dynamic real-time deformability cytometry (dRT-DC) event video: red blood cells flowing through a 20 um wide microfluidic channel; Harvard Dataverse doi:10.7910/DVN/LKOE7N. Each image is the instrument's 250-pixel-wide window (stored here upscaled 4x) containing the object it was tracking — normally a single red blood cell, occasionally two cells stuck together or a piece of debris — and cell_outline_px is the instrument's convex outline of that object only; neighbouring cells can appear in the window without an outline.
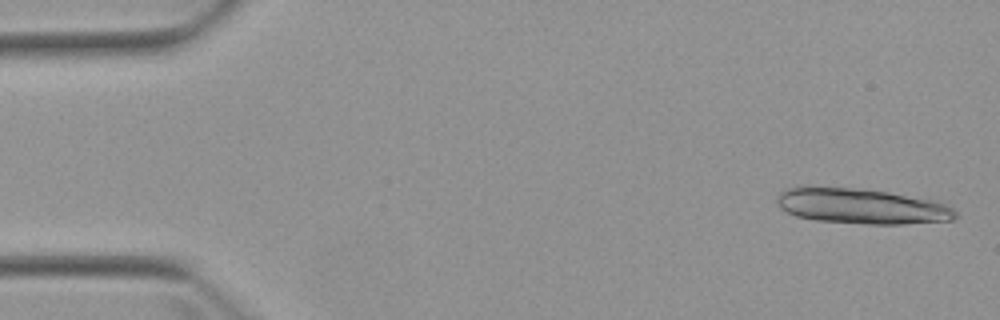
{"species": "Egyptian fruit bat (a non-hibernating species)", "species_latin": "Rousettus aegyptiacus", "temperature_condition": "warm", "stored_images_in_passage": 6, "camera_frame_rate_fps": 3000, "um_per_image_px": 0.085, "animal": {"sex": "female"}, "frame": {"image": 1, "passage_image": 1, "time_ms": 0.0, "image_size_px": [1000, 320], "cell_outline_px": [[960, 216], [956, 220], [904, 224], [868, 224], [816, 220], [796, 216], [780, 208], [776, 200], [776, 196], [784, 188], [800, 184], [808, 184], [852, 188], [888, 192], [940, 200], [952, 208]], "centroid_in_image_um": [73.22, 17.49], "position_along_channel_um": 11.8, "area_um2": 37.92}}
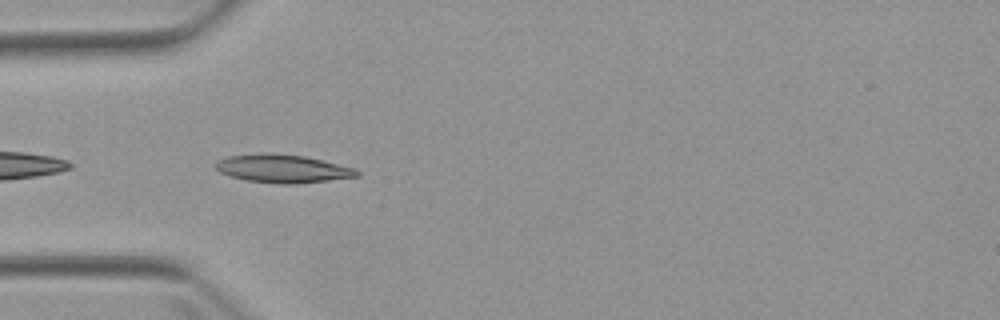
{"frame": {"image": 2, "passage_image": 5, "time_ms": 4.667, "image_size_px": [1000, 320], "cell_outline_px": [[360, 176], [296, 184], [280, 184], [248, 180], [232, 176], [220, 172], [212, 164], [216, 160], [228, 156], [268, 152], [272, 152], [304, 156], [356, 168], [360, 172]], "centroid_in_image_um": [24.02, 14.32], "position_along_channel_um": 61.0, "area_um2": 23.29}}
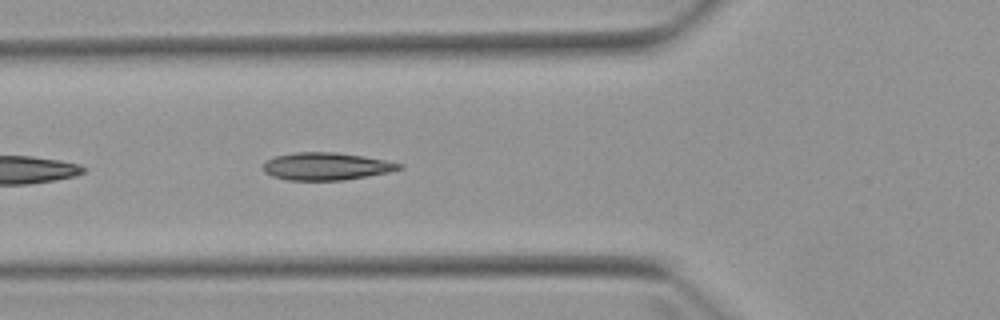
{"frame": {"image": 3, "passage_image": 6, "time_ms": 5.667, "image_size_px": [1000, 320], "cell_outline_px": [[404, 168], [388, 172], [368, 176], [344, 180], [288, 180], [272, 176], [264, 172], [264, 164], [268, 160], [276, 156], [296, 152], [336, 152], [364, 156], [404, 164]], "centroid_in_image_um": [27.77, 14.14], "position_along_channel_um": 98.0, "area_um2": 21.73}}